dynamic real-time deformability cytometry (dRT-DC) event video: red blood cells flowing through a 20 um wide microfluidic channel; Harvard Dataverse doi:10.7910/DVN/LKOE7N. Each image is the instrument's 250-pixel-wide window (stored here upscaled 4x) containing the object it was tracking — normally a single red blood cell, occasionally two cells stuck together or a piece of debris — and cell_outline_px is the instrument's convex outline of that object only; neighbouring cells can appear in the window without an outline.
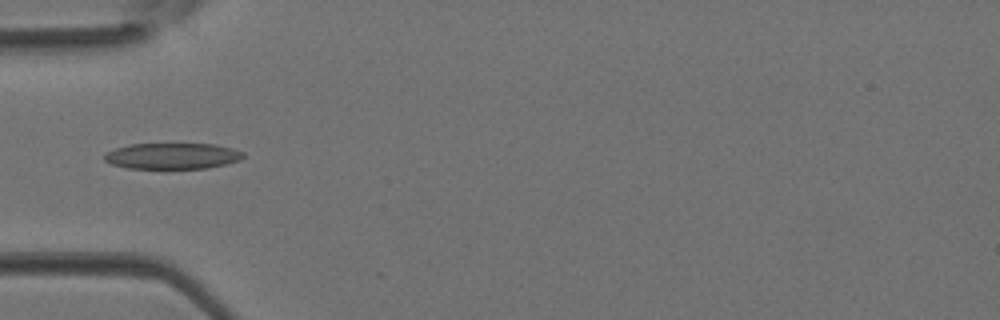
{"species": "Egyptian fruit bat (a non-hibernating species)", "species_latin": "Rousettus aegyptiacus", "temperature_condition": "room temperature", "stored_images_in_passage": 4, "camera_frame_rate_fps": 3000, "um_per_image_px": 0.085, "animal": {"sex": "female"}, "frame": {"image": 1, "passage_image": 4, "time_ms": 1.0, "image_size_px": [1000, 320], "cell_outline_px": [[244, 156], [240, 160], [208, 168], [128, 168], [112, 164], [104, 160], [104, 156], [108, 152], [116, 148], [128, 144], [216, 144], [232, 148], [244, 152]], "centroid_in_image_um": [14.67, 13.25], "position_along_channel_um": 70.3, "area_um2": 20.92}}